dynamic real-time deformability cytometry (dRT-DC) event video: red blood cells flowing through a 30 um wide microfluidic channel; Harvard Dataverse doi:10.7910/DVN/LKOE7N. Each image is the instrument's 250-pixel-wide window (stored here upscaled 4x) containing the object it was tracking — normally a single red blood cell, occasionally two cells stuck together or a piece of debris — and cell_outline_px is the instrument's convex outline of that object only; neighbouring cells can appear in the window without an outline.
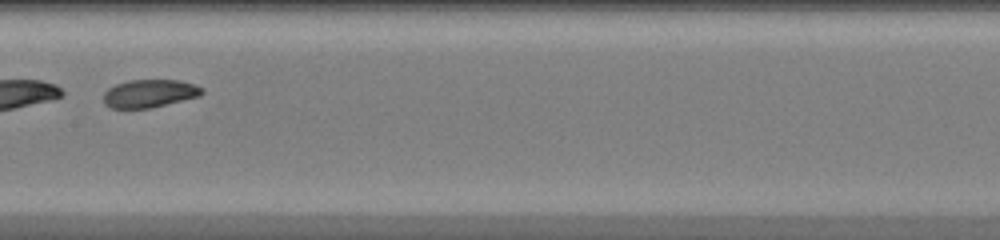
{"species": "common noctule bat (a hibernating species)", "species_latin": "Nyctalus noctula", "temperature_condition": "warm", "stored_images_in_passage": 38, "segment_of_instrument_passage": [2, 2], "camera_frame_rate_fps": 3000, "um_per_image_px": 0.085, "animal": {"sex": "female", "body_mass_g": 20.0, "forearm_length_mm": 54.0}, "frame": {"image": 1, "passage_image": 17, "time_ms": 5.333, "image_size_px": [1000, 240], "cell_outline_px": [[204, 92], [200, 96], [148, 108], [112, 108], [104, 104], [104, 92], [108, 88], [116, 84], [128, 80], [180, 80], [196, 84], [204, 88]], "centroid_in_image_um": [12.73, 7.93], "position_along_channel_um": 194.7, "area_um2": 16.07}}
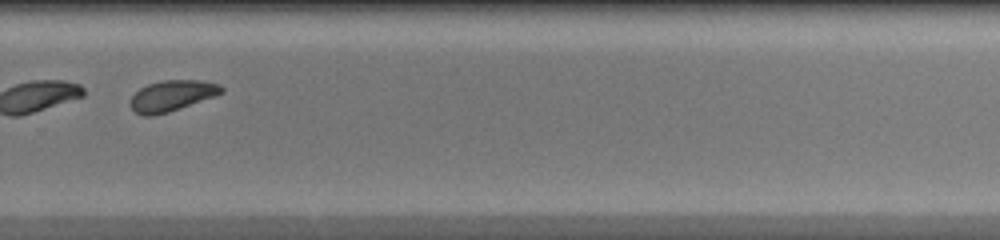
{"frame": {"image": 2, "passage_image": 25, "time_ms": 8.0, "image_size_px": [1000, 240], "cell_outline_px": [[224, 92], [216, 96], [168, 112], [152, 116], [144, 116], [136, 112], [128, 104], [128, 100], [140, 88], [148, 84], [164, 80], [200, 80], [220, 84], [224, 88]], "centroid_in_image_um": [14.61, 8.13], "position_along_channel_um": 315.2, "area_um2": 16.47}}